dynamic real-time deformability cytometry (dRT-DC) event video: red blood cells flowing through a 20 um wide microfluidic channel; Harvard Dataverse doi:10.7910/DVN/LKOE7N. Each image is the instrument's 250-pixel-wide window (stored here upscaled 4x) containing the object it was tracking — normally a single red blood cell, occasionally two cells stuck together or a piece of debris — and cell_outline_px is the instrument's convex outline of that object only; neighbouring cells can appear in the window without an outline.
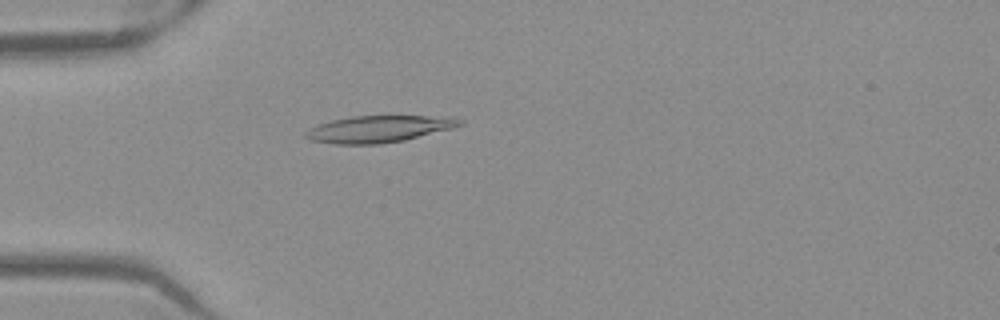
{"species": "Egyptian fruit bat (a non-hibernating species)", "species_latin": "Rousettus aegyptiacus", "temperature_condition": "warm", "stored_images_in_passage": 52, "camera_frame_rate_fps": 3000, "um_per_image_px": 0.085, "frame": {"image": 1, "passage_image": 15, "time_ms": 4.667, "image_size_px": [1000, 320], "cell_outline_px": [[464, 124], [452, 128], [404, 140], [380, 144], [332, 144], [312, 140], [304, 136], [304, 132], [308, 128], [332, 120], [352, 116], [456, 116], [464, 120]], "centroid_in_image_um": [32.23, 10.95], "position_along_channel_um": 52.8, "area_um2": 24.16}}
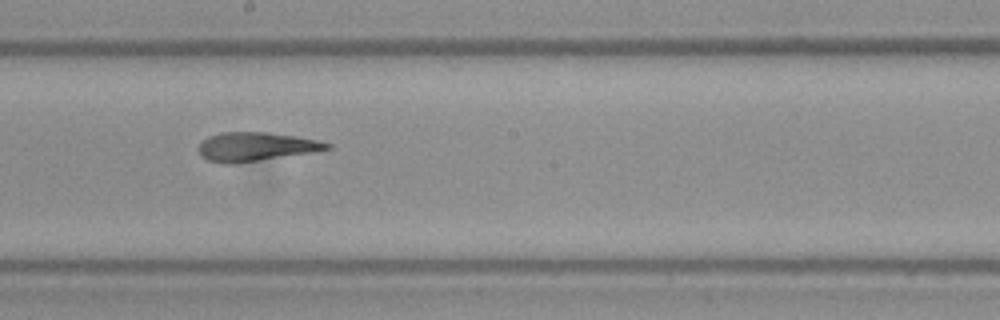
{"frame": {"image": 2, "passage_image": 29, "time_ms": 9.333, "image_size_px": [1000, 320], "cell_outline_px": [[332, 148], [312, 152], [232, 164], [224, 164], [208, 160], [200, 156], [196, 148], [208, 136], [224, 132], [268, 132], [296, 136], [316, 140], [332, 144]], "centroid_in_image_um": [21.7, 12.47], "position_along_channel_um": 226.5, "area_um2": 21.5}}
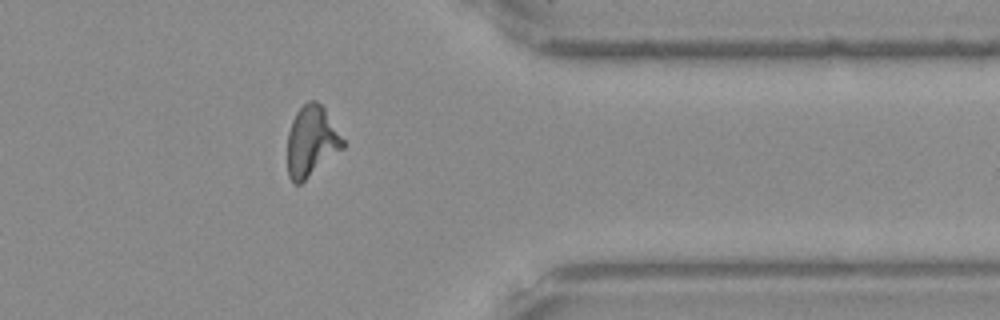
{"frame": {"image": 3, "passage_image": 42, "time_ms": 13.667, "image_size_px": [1000, 320], "cell_outline_px": [[344, 148], [300, 184], [292, 184], [288, 176], [288, 132], [292, 120], [296, 112], [308, 100], [316, 100], [324, 108], [344, 140]], "centroid_in_image_um": [26.46, 12.02], "position_along_channel_um": 384.9, "area_um2": 22.72}, "authors_computed_cell_mechanics": {"area_um2": 22.7154, "velocity_mm_per_s": 3.932, "shape_relaxation_time_tau1_ms": 10.4658, "shape_relaxation_time_tau2_ms": 2.6783, "deformation_change_tau1": 0.2969, "deformation_change_tau2": 0.1276}}